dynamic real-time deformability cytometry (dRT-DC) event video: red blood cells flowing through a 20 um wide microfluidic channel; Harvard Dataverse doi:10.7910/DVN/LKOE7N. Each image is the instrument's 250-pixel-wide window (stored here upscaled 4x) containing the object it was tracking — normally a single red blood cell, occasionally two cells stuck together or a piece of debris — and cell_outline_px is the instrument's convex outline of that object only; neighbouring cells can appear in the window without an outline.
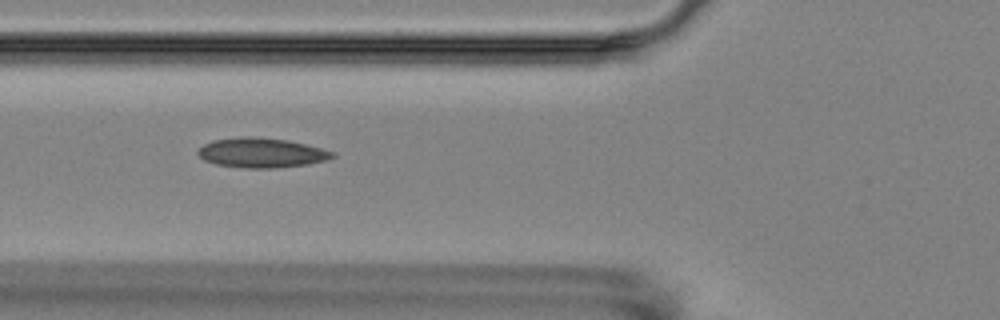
{"species": "Egyptian fruit bat (a non-hibernating species)", "species_latin": "Rousettus aegyptiacus", "temperature_condition": "room temperature", "stored_images_in_passage": 13, "camera_frame_rate_fps": 3000, "um_per_image_px": 0.085, "animal": {"sex": "female"}, "frame": {"image": 1, "passage_image": 3, "time_ms": 2.333, "image_size_px": [1000, 320], "cell_outline_px": [[336, 156], [324, 160], [308, 164], [272, 168], [244, 168], [216, 164], [204, 160], [196, 152], [204, 144], [212, 140], [240, 136], [260, 136], [288, 140], [336, 152]], "centroid_in_image_um": [22.2, 12.97], "position_along_channel_um": 103.6, "area_um2": 23.35}}
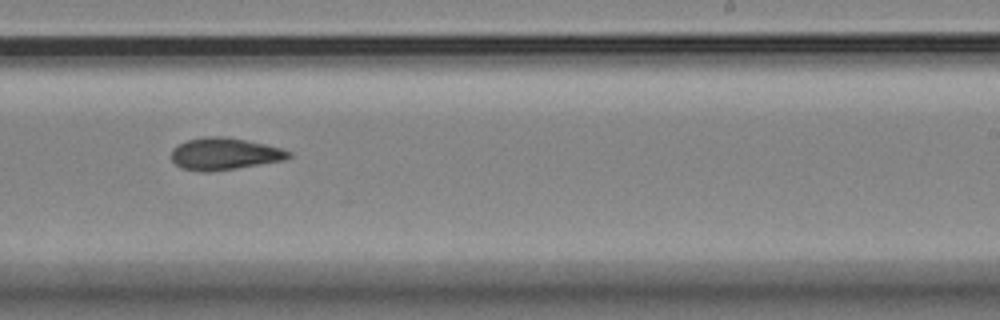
{"frame": {"image": 2, "passage_image": 7, "time_ms": 7.0, "image_size_px": [1000, 320], "cell_outline_px": [[292, 156], [284, 160], [212, 172], [200, 172], [180, 168], [172, 160], [172, 148], [188, 140], [204, 136], [224, 136], [264, 144], [280, 148], [292, 152]], "centroid_in_image_um": [19.06, 13.09], "position_along_channel_um": 269.9, "area_um2": 21.85}}
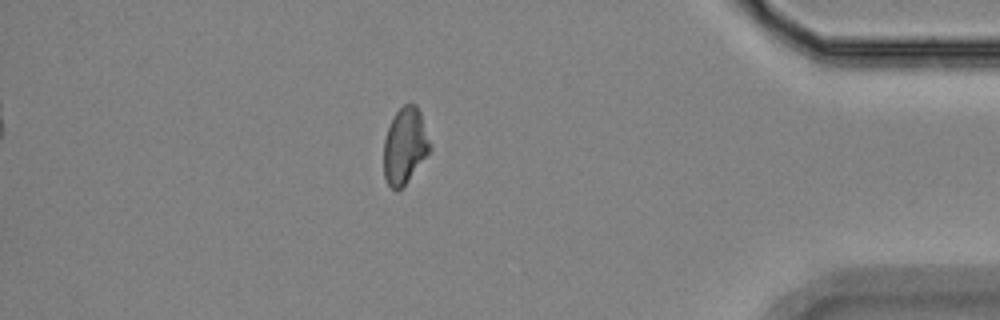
{"frame": {"image": 3, "passage_image": 11, "time_ms": 11.667, "image_size_px": [1000, 320], "cell_outline_px": [[432, 148], [408, 180], [396, 192], [388, 184], [384, 176], [384, 140], [392, 116], [404, 104], [416, 104], [420, 112], [432, 144]], "centroid_in_image_um": [34.42, 12.37], "position_along_channel_um": 400.8, "area_um2": 20.46}, "authors_computed_cell_mechanics": {"area_um2": 21.5016, "velocity_mm_per_s": 3.5628, "shape_relaxation_time_tau1_ms": null, "shape_relaxation_time_tau2_ms": 6.9483, "deformation_change_tau1": null, "deformation_change_tau2": 0.1207}}